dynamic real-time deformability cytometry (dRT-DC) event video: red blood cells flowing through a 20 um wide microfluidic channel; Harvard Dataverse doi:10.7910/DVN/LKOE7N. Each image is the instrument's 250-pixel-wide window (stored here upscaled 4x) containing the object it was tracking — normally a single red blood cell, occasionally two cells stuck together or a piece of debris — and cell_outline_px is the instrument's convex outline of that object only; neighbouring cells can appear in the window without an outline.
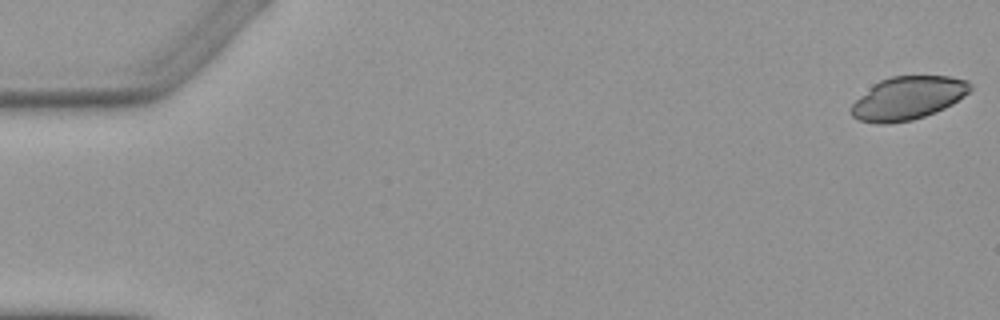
{"species": "Egyptian fruit bat (a non-hibernating species)", "species_latin": "Rousettus aegyptiacus", "temperature_condition": "warm", "stored_images_in_passage": 5, "camera_frame_rate_fps": 3000, "um_per_image_px": 0.085, "animal": {"sex": "female"}, "frame": {"image": 1, "passage_image": 1, "time_ms": 0.0, "image_size_px": [1000, 320], "cell_outline_px": [[972, 88], [964, 96], [952, 104], [936, 112], [912, 120], [888, 124], [876, 124], [860, 120], [852, 116], [852, 104], [872, 84], [880, 80], [892, 76], [952, 76], [968, 80], [972, 84]], "centroid_in_image_um": [77.19, 8.33], "position_along_channel_um": 7.8, "area_um2": 30.0}}
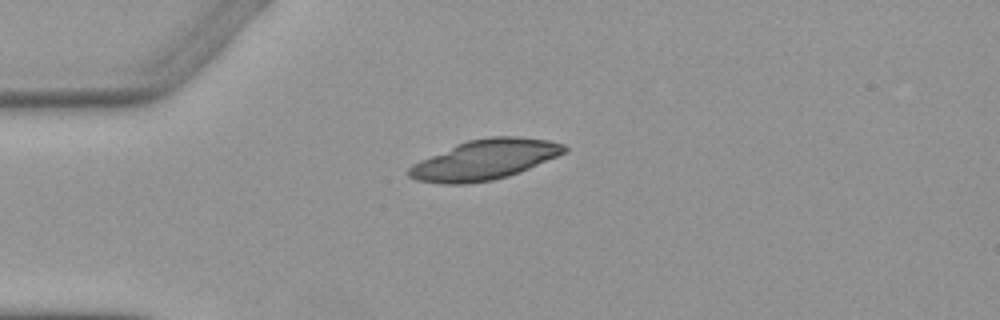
{"frame": {"image": 2, "passage_image": 4, "time_ms": 4.333, "image_size_px": [1000, 320], "cell_outline_px": [[568, 148], [564, 152], [556, 156], [528, 168], [508, 176], [492, 180], [468, 184], [440, 184], [416, 180], [408, 176], [408, 168], [412, 164], [420, 160], [456, 144], [468, 140], [488, 136], [520, 136], [548, 140], [564, 144]], "centroid_in_image_um": [41.16, 13.57], "position_along_channel_um": 43.8, "area_um2": 36.13}}